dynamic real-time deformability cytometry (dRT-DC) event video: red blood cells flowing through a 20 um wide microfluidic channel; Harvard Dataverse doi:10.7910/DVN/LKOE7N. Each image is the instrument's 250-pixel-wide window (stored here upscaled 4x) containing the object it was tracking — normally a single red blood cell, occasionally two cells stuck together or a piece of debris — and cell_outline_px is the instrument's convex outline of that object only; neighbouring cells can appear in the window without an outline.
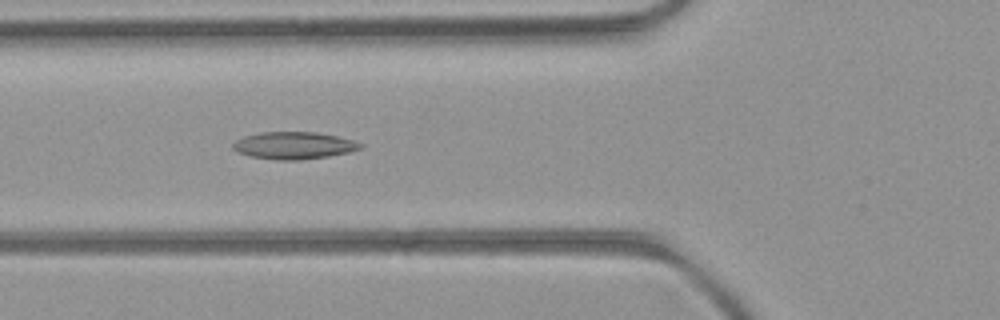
{"species": "common noctule bat (a hibernating species)", "species_latin": "Nyctalus noctula", "temperature_condition": "room temperature", "stored_images_in_passage": 51, "camera_frame_rate_fps": 3000, "um_per_image_px": 0.085, "animal": {"sex": "female", "body_mass_g": 21.9}, "frame": {"image": 1, "passage_image": 19, "time_ms": 6.0, "image_size_px": [1000, 320], "cell_outline_px": [[364, 148], [348, 152], [328, 156], [300, 160], [276, 160], [248, 156], [236, 152], [232, 148], [232, 144], [236, 140], [244, 136], [260, 132], [316, 132], [356, 140], [364, 144]], "centroid_in_image_um": [24.98, 12.37], "position_along_channel_um": 100.8, "area_um2": 20.46}}
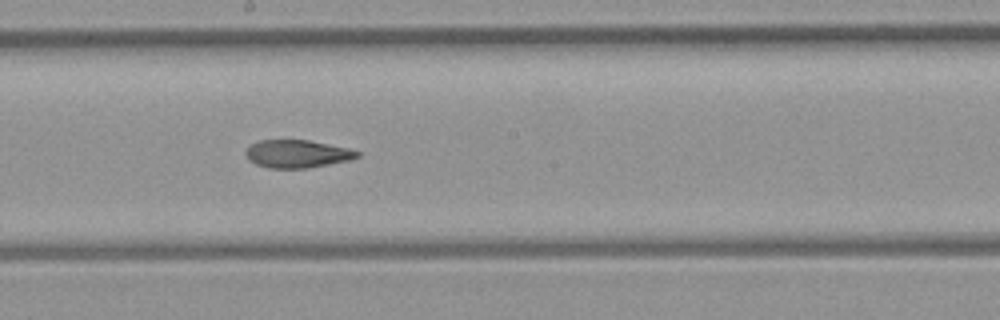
{"frame": {"image": 2, "passage_image": 28, "time_ms": 9.0, "image_size_px": [1000, 320], "cell_outline_px": [[360, 156], [348, 160], [308, 168], [268, 168], [256, 164], [248, 160], [244, 152], [252, 144], [260, 140], [308, 140], [348, 148], [360, 152]], "centroid_in_image_um": [25.24, 13.08], "position_along_channel_um": 223.0, "area_um2": 17.98}}
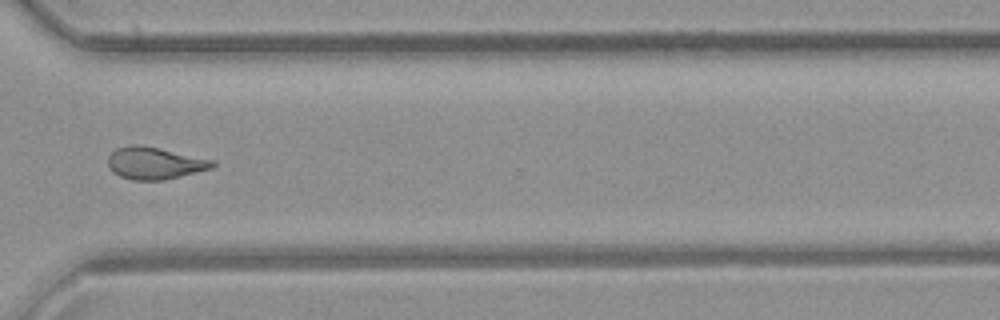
{"frame": {"image": 3, "passage_image": 38, "time_ms": 12.333, "image_size_px": [1000, 320], "cell_outline_px": [[216, 164], [212, 168], [164, 180], [132, 180], [120, 176], [112, 172], [108, 168], [108, 156], [116, 148], [132, 144], [140, 144], [160, 148], [216, 160]], "centroid_in_image_um": [13.14, 13.86], "position_along_channel_um": 357.5, "area_um2": 19.77}, "authors_computed_cell_mechanics": {"area_um2": 19.652, "velocity_mm_per_s": 4.0491, "shape_relaxation_time_tau1_ms": null, "shape_relaxation_time_tau2_ms": 3.4832, "deformation_change_tau1": null, "deformation_change_tau2": 0.1074}}